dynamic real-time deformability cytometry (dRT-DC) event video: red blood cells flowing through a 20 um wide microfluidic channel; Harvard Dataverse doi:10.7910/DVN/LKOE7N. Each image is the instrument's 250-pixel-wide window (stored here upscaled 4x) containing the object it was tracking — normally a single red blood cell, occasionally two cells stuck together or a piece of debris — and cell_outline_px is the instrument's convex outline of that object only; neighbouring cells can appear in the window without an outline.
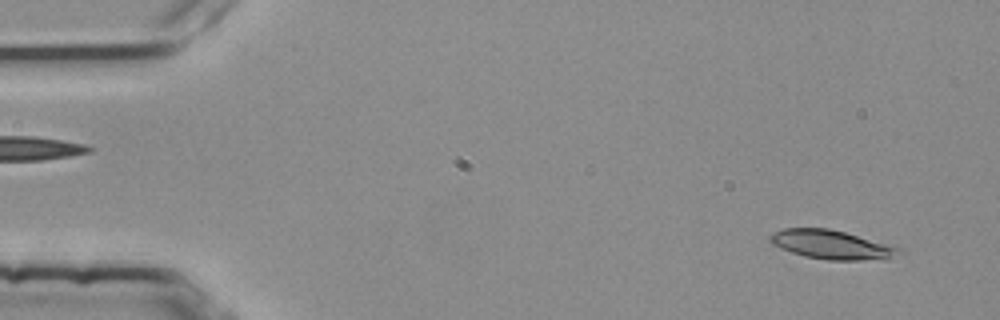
{"species": "common noctule bat (a hibernating species)", "species_latin": "Nyctalus noctula", "temperature_condition": "room temperature", "stored_images_in_passage": 2, "segment_of_instrument_passage": [2, 2], "camera_frame_rate_fps": 3000, "um_per_image_px": 0.085, "animal": {"sex": "female", "body_mass_g": 25.1}, "frame": {"image": 1, "passage_image": 2, "time_ms": 0.333, "image_size_px": [1000, 320], "cell_outline_px": [[908, 252], [884, 260], [828, 260], [804, 256], [780, 248], [772, 244], [768, 240], [768, 236], [772, 232], [784, 228], [828, 228], [908, 248]], "centroid_in_image_um": [70.82, 20.81], "position_along_channel_um": 14.2, "area_um2": 22.48}}